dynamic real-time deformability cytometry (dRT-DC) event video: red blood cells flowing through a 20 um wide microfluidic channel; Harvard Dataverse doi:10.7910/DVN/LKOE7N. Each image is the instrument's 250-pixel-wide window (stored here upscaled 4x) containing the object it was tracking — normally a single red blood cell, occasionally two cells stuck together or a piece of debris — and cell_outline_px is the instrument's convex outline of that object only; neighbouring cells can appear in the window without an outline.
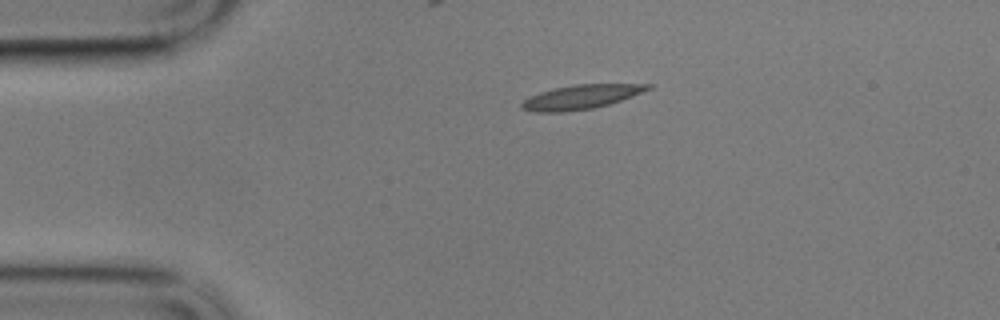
{"species": "common noctule bat (a hibernating species)", "species_latin": "Nyctalus noctula", "temperature_condition": "cold", "stored_images_in_passage": 48, "camera_frame_rate_fps": 3000, "um_per_image_px": 0.085, "animal": {"sex": "male", "body_mass_g": 17.9}, "frame": {"image": 1, "passage_image": 1, "time_ms": 0.0, "image_size_px": [1000, 320], "cell_outline_px": [[652, 88], [632, 96], [608, 104], [592, 108], [564, 112], [536, 112], [520, 108], [520, 104], [524, 100], [540, 92], [556, 88], [576, 84], [652, 84]], "centroid_in_image_um": [49.38, 8.24], "position_along_channel_um": 35.6, "area_um2": 17.51}}
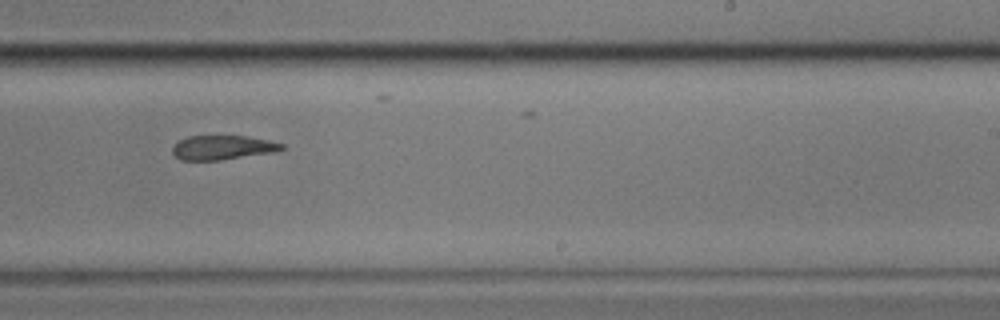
{"frame": {"image": 2, "passage_image": 25, "time_ms": 8.0, "image_size_px": [1000, 320], "cell_outline_px": [[284, 148], [276, 152], [220, 160], [180, 160], [172, 152], [172, 148], [180, 140], [188, 136], [248, 136], [268, 140], [284, 144]], "centroid_in_image_um": [18.94, 12.54], "position_along_channel_um": 270.1, "area_um2": 15.43}}
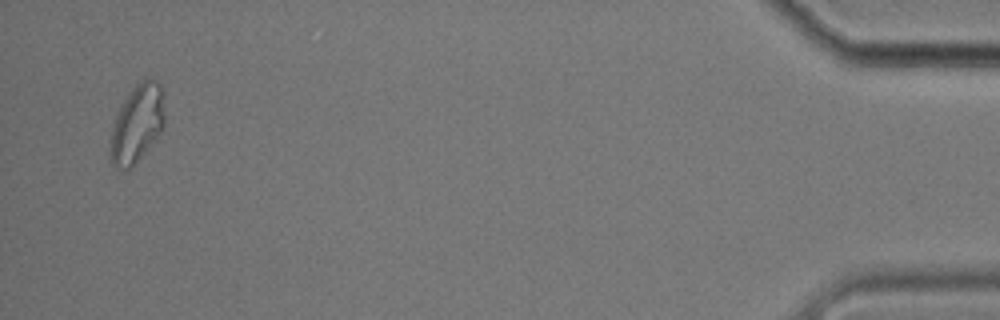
{"frame": {"image": 3, "passage_image": 46, "time_ms": 15.0, "image_size_px": [1000, 320], "cell_outline_px": [[164, 124], [160, 132], [152, 144], [132, 168], [116, 168], [112, 164], [112, 128], [116, 116], [124, 100], [132, 88], [144, 76], [148, 76], [156, 80], [160, 84], [164, 92]], "centroid_in_image_um": [11.71, 10.44], "position_along_channel_um": 423.5, "area_um2": 24.51}, "authors_computed_cell_mechanics": {"area_um2": 17.6579, "velocity_mm_per_s": 3.377, "shape_relaxation_time_tau1_ms": 10.5025, "shape_relaxation_time_tau2_ms": null, "deformation_change_tau1": 0.2397, "deformation_change_tau2": null}}